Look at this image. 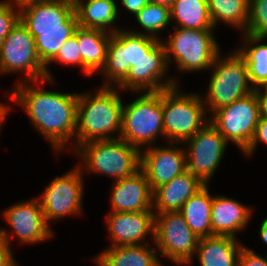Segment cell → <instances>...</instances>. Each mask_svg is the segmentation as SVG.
I'll return each mask as SVG.
<instances>
[{"instance_id": "cell-1", "label": "cell", "mask_w": 267, "mask_h": 266, "mask_svg": "<svg viewBox=\"0 0 267 266\" xmlns=\"http://www.w3.org/2000/svg\"><path fill=\"white\" fill-rule=\"evenodd\" d=\"M53 80L17 83L9 97L25 110L37 132L49 140L56 155H59L62 150H68L66 145H69L71 139L75 142L79 93H59L41 89V84L53 83ZM36 84L40 86L35 87Z\"/></svg>"}, {"instance_id": "cell-2", "label": "cell", "mask_w": 267, "mask_h": 266, "mask_svg": "<svg viewBox=\"0 0 267 266\" xmlns=\"http://www.w3.org/2000/svg\"><path fill=\"white\" fill-rule=\"evenodd\" d=\"M118 90L116 87L101 86L95 93L78 94L73 151L89 141L120 138L123 102ZM115 132L118 137L113 136Z\"/></svg>"}, {"instance_id": "cell-3", "label": "cell", "mask_w": 267, "mask_h": 266, "mask_svg": "<svg viewBox=\"0 0 267 266\" xmlns=\"http://www.w3.org/2000/svg\"><path fill=\"white\" fill-rule=\"evenodd\" d=\"M74 152L82 159V172L113 177L114 181L134 175L141 166V151L121 138L89 141Z\"/></svg>"}, {"instance_id": "cell-4", "label": "cell", "mask_w": 267, "mask_h": 266, "mask_svg": "<svg viewBox=\"0 0 267 266\" xmlns=\"http://www.w3.org/2000/svg\"><path fill=\"white\" fill-rule=\"evenodd\" d=\"M221 56L219 53L213 61L208 90L203 98L211 114L255 91L249 84L247 62L238 50L235 48L229 55Z\"/></svg>"}, {"instance_id": "cell-5", "label": "cell", "mask_w": 267, "mask_h": 266, "mask_svg": "<svg viewBox=\"0 0 267 266\" xmlns=\"http://www.w3.org/2000/svg\"><path fill=\"white\" fill-rule=\"evenodd\" d=\"M179 85L162 90L164 140L182 144L209 122L203 97L181 93Z\"/></svg>"}, {"instance_id": "cell-6", "label": "cell", "mask_w": 267, "mask_h": 266, "mask_svg": "<svg viewBox=\"0 0 267 266\" xmlns=\"http://www.w3.org/2000/svg\"><path fill=\"white\" fill-rule=\"evenodd\" d=\"M135 93L142 95L123 104L120 138L141 151L145 145H155L158 137L164 138L162 91Z\"/></svg>"}, {"instance_id": "cell-7", "label": "cell", "mask_w": 267, "mask_h": 266, "mask_svg": "<svg viewBox=\"0 0 267 266\" xmlns=\"http://www.w3.org/2000/svg\"><path fill=\"white\" fill-rule=\"evenodd\" d=\"M173 28L174 33L162 39L169 67L173 58L179 71H210L215 57L221 53L213 34L215 29Z\"/></svg>"}, {"instance_id": "cell-8", "label": "cell", "mask_w": 267, "mask_h": 266, "mask_svg": "<svg viewBox=\"0 0 267 266\" xmlns=\"http://www.w3.org/2000/svg\"><path fill=\"white\" fill-rule=\"evenodd\" d=\"M160 256L177 266L190 265L194 260L199 238L187 225L179 211L154 213V239Z\"/></svg>"}, {"instance_id": "cell-9", "label": "cell", "mask_w": 267, "mask_h": 266, "mask_svg": "<svg viewBox=\"0 0 267 266\" xmlns=\"http://www.w3.org/2000/svg\"><path fill=\"white\" fill-rule=\"evenodd\" d=\"M209 116V122L226 141H232L244 152L253 139L261 117L256 91L215 110Z\"/></svg>"}, {"instance_id": "cell-10", "label": "cell", "mask_w": 267, "mask_h": 266, "mask_svg": "<svg viewBox=\"0 0 267 266\" xmlns=\"http://www.w3.org/2000/svg\"><path fill=\"white\" fill-rule=\"evenodd\" d=\"M160 40L145 34H134L126 29L112 34L108 44L106 62L100 71L107 80L101 86L117 87L126 78L130 67L138 60L148 56V53Z\"/></svg>"}, {"instance_id": "cell-11", "label": "cell", "mask_w": 267, "mask_h": 266, "mask_svg": "<svg viewBox=\"0 0 267 266\" xmlns=\"http://www.w3.org/2000/svg\"><path fill=\"white\" fill-rule=\"evenodd\" d=\"M45 69L34 36L20 20L0 45V74L24 72L26 80L17 83L34 82L46 79Z\"/></svg>"}, {"instance_id": "cell-12", "label": "cell", "mask_w": 267, "mask_h": 266, "mask_svg": "<svg viewBox=\"0 0 267 266\" xmlns=\"http://www.w3.org/2000/svg\"><path fill=\"white\" fill-rule=\"evenodd\" d=\"M183 144H189L186 145L187 148L185 149L186 170L209 185L229 143L208 122Z\"/></svg>"}, {"instance_id": "cell-13", "label": "cell", "mask_w": 267, "mask_h": 266, "mask_svg": "<svg viewBox=\"0 0 267 266\" xmlns=\"http://www.w3.org/2000/svg\"><path fill=\"white\" fill-rule=\"evenodd\" d=\"M77 165L72 171L56 177L38 198L48 224L51 220L69 215H80L83 204V172Z\"/></svg>"}, {"instance_id": "cell-14", "label": "cell", "mask_w": 267, "mask_h": 266, "mask_svg": "<svg viewBox=\"0 0 267 266\" xmlns=\"http://www.w3.org/2000/svg\"><path fill=\"white\" fill-rule=\"evenodd\" d=\"M3 216L15 233L9 234L8 229L0 228V240L9 247V237H17L16 239L21 244H38L54 236V232L45 219L38 197L11 205L3 211Z\"/></svg>"}, {"instance_id": "cell-15", "label": "cell", "mask_w": 267, "mask_h": 266, "mask_svg": "<svg viewBox=\"0 0 267 266\" xmlns=\"http://www.w3.org/2000/svg\"><path fill=\"white\" fill-rule=\"evenodd\" d=\"M20 20L37 37V30L77 29L73 0H27L19 4Z\"/></svg>"}, {"instance_id": "cell-16", "label": "cell", "mask_w": 267, "mask_h": 266, "mask_svg": "<svg viewBox=\"0 0 267 266\" xmlns=\"http://www.w3.org/2000/svg\"><path fill=\"white\" fill-rule=\"evenodd\" d=\"M166 48L161 40L151 49L148 56L135 62L130 67L126 78L117 86L119 91H162L178 85L175 78L167 76ZM166 80H164V79Z\"/></svg>"}, {"instance_id": "cell-17", "label": "cell", "mask_w": 267, "mask_h": 266, "mask_svg": "<svg viewBox=\"0 0 267 266\" xmlns=\"http://www.w3.org/2000/svg\"><path fill=\"white\" fill-rule=\"evenodd\" d=\"M169 144L171 146L153 145L141 149L140 169L145 173L152 192L186 171V147L181 149L175 146L179 143Z\"/></svg>"}, {"instance_id": "cell-18", "label": "cell", "mask_w": 267, "mask_h": 266, "mask_svg": "<svg viewBox=\"0 0 267 266\" xmlns=\"http://www.w3.org/2000/svg\"><path fill=\"white\" fill-rule=\"evenodd\" d=\"M106 217L110 247L149 244L144 243L149 234L154 239V211H111Z\"/></svg>"}, {"instance_id": "cell-19", "label": "cell", "mask_w": 267, "mask_h": 266, "mask_svg": "<svg viewBox=\"0 0 267 266\" xmlns=\"http://www.w3.org/2000/svg\"><path fill=\"white\" fill-rule=\"evenodd\" d=\"M112 188L110 193L111 211H153V192L141 169L130 177L113 181Z\"/></svg>"}, {"instance_id": "cell-20", "label": "cell", "mask_w": 267, "mask_h": 266, "mask_svg": "<svg viewBox=\"0 0 267 266\" xmlns=\"http://www.w3.org/2000/svg\"><path fill=\"white\" fill-rule=\"evenodd\" d=\"M253 207L227 196H214L211 206L212 236L236 237L237 232L247 227Z\"/></svg>"}, {"instance_id": "cell-21", "label": "cell", "mask_w": 267, "mask_h": 266, "mask_svg": "<svg viewBox=\"0 0 267 266\" xmlns=\"http://www.w3.org/2000/svg\"><path fill=\"white\" fill-rule=\"evenodd\" d=\"M206 184L187 170L153 191L154 213L180 211L183 204Z\"/></svg>"}, {"instance_id": "cell-22", "label": "cell", "mask_w": 267, "mask_h": 266, "mask_svg": "<svg viewBox=\"0 0 267 266\" xmlns=\"http://www.w3.org/2000/svg\"><path fill=\"white\" fill-rule=\"evenodd\" d=\"M112 34L100 29L77 27V41L81 53V68L86 77L101 71L106 62Z\"/></svg>"}, {"instance_id": "cell-23", "label": "cell", "mask_w": 267, "mask_h": 266, "mask_svg": "<svg viewBox=\"0 0 267 266\" xmlns=\"http://www.w3.org/2000/svg\"><path fill=\"white\" fill-rule=\"evenodd\" d=\"M243 244L232 236L199 238L195 255L200 266H238Z\"/></svg>"}, {"instance_id": "cell-24", "label": "cell", "mask_w": 267, "mask_h": 266, "mask_svg": "<svg viewBox=\"0 0 267 266\" xmlns=\"http://www.w3.org/2000/svg\"><path fill=\"white\" fill-rule=\"evenodd\" d=\"M83 1L73 0L79 26L100 29L111 34L121 30L115 25L119 13L115 1L87 0L85 3Z\"/></svg>"}, {"instance_id": "cell-25", "label": "cell", "mask_w": 267, "mask_h": 266, "mask_svg": "<svg viewBox=\"0 0 267 266\" xmlns=\"http://www.w3.org/2000/svg\"><path fill=\"white\" fill-rule=\"evenodd\" d=\"M159 260L156 248L142 244L108 247L93 261L98 266H154Z\"/></svg>"}, {"instance_id": "cell-26", "label": "cell", "mask_w": 267, "mask_h": 266, "mask_svg": "<svg viewBox=\"0 0 267 266\" xmlns=\"http://www.w3.org/2000/svg\"><path fill=\"white\" fill-rule=\"evenodd\" d=\"M213 195L209 193L208 184L191 196L180 209L187 225L198 238L212 236L211 206Z\"/></svg>"}, {"instance_id": "cell-27", "label": "cell", "mask_w": 267, "mask_h": 266, "mask_svg": "<svg viewBox=\"0 0 267 266\" xmlns=\"http://www.w3.org/2000/svg\"><path fill=\"white\" fill-rule=\"evenodd\" d=\"M244 43L238 52L248 65L249 80L254 89L267 86V44H260L267 37L242 33Z\"/></svg>"}, {"instance_id": "cell-28", "label": "cell", "mask_w": 267, "mask_h": 266, "mask_svg": "<svg viewBox=\"0 0 267 266\" xmlns=\"http://www.w3.org/2000/svg\"><path fill=\"white\" fill-rule=\"evenodd\" d=\"M173 27L185 29H214L207 0H174L170 7Z\"/></svg>"}, {"instance_id": "cell-29", "label": "cell", "mask_w": 267, "mask_h": 266, "mask_svg": "<svg viewBox=\"0 0 267 266\" xmlns=\"http://www.w3.org/2000/svg\"><path fill=\"white\" fill-rule=\"evenodd\" d=\"M207 4L215 28L222 21L242 32L246 30L249 0H207Z\"/></svg>"}, {"instance_id": "cell-30", "label": "cell", "mask_w": 267, "mask_h": 266, "mask_svg": "<svg viewBox=\"0 0 267 266\" xmlns=\"http://www.w3.org/2000/svg\"><path fill=\"white\" fill-rule=\"evenodd\" d=\"M75 30L76 29L37 30L35 44L38 57L46 67V79L52 80V78H54L52 74H50L51 71L48 68V64L55 58L64 42L74 35Z\"/></svg>"}, {"instance_id": "cell-31", "label": "cell", "mask_w": 267, "mask_h": 266, "mask_svg": "<svg viewBox=\"0 0 267 266\" xmlns=\"http://www.w3.org/2000/svg\"><path fill=\"white\" fill-rule=\"evenodd\" d=\"M135 18L145 31L129 30L134 34H145L159 38V33L167 29L171 21L170 7L149 2L136 15Z\"/></svg>"}, {"instance_id": "cell-32", "label": "cell", "mask_w": 267, "mask_h": 266, "mask_svg": "<svg viewBox=\"0 0 267 266\" xmlns=\"http://www.w3.org/2000/svg\"><path fill=\"white\" fill-rule=\"evenodd\" d=\"M243 33L267 37V0H249L248 22Z\"/></svg>"}, {"instance_id": "cell-33", "label": "cell", "mask_w": 267, "mask_h": 266, "mask_svg": "<svg viewBox=\"0 0 267 266\" xmlns=\"http://www.w3.org/2000/svg\"><path fill=\"white\" fill-rule=\"evenodd\" d=\"M20 21V7L18 3L9 0L0 2V45L4 38Z\"/></svg>"}, {"instance_id": "cell-34", "label": "cell", "mask_w": 267, "mask_h": 266, "mask_svg": "<svg viewBox=\"0 0 267 266\" xmlns=\"http://www.w3.org/2000/svg\"><path fill=\"white\" fill-rule=\"evenodd\" d=\"M54 62L68 66L80 65L81 68V53L77 41V29L75 30L74 35L64 42L55 58L49 64Z\"/></svg>"}, {"instance_id": "cell-35", "label": "cell", "mask_w": 267, "mask_h": 266, "mask_svg": "<svg viewBox=\"0 0 267 266\" xmlns=\"http://www.w3.org/2000/svg\"><path fill=\"white\" fill-rule=\"evenodd\" d=\"M259 142L264 145H267V119L266 118H261L256 126V130L253 136V139L251 143L249 144L248 148L243 152L244 155L250 156L253 154L255 151L256 147L258 146Z\"/></svg>"}, {"instance_id": "cell-36", "label": "cell", "mask_w": 267, "mask_h": 266, "mask_svg": "<svg viewBox=\"0 0 267 266\" xmlns=\"http://www.w3.org/2000/svg\"><path fill=\"white\" fill-rule=\"evenodd\" d=\"M238 266H267L265 257L243 245L238 258Z\"/></svg>"}, {"instance_id": "cell-37", "label": "cell", "mask_w": 267, "mask_h": 266, "mask_svg": "<svg viewBox=\"0 0 267 266\" xmlns=\"http://www.w3.org/2000/svg\"><path fill=\"white\" fill-rule=\"evenodd\" d=\"M0 266H19L14 255L4 241L0 240Z\"/></svg>"}, {"instance_id": "cell-38", "label": "cell", "mask_w": 267, "mask_h": 266, "mask_svg": "<svg viewBox=\"0 0 267 266\" xmlns=\"http://www.w3.org/2000/svg\"><path fill=\"white\" fill-rule=\"evenodd\" d=\"M122 5L134 16L149 3V0H121Z\"/></svg>"}, {"instance_id": "cell-39", "label": "cell", "mask_w": 267, "mask_h": 266, "mask_svg": "<svg viewBox=\"0 0 267 266\" xmlns=\"http://www.w3.org/2000/svg\"><path fill=\"white\" fill-rule=\"evenodd\" d=\"M255 91L259 100L261 118L267 119V88H258Z\"/></svg>"}, {"instance_id": "cell-40", "label": "cell", "mask_w": 267, "mask_h": 266, "mask_svg": "<svg viewBox=\"0 0 267 266\" xmlns=\"http://www.w3.org/2000/svg\"><path fill=\"white\" fill-rule=\"evenodd\" d=\"M10 106L0 103V126L5 122L6 116L10 113ZM1 129V127H0Z\"/></svg>"}, {"instance_id": "cell-41", "label": "cell", "mask_w": 267, "mask_h": 266, "mask_svg": "<svg viewBox=\"0 0 267 266\" xmlns=\"http://www.w3.org/2000/svg\"><path fill=\"white\" fill-rule=\"evenodd\" d=\"M259 234L263 243L267 245V217L261 222Z\"/></svg>"}, {"instance_id": "cell-42", "label": "cell", "mask_w": 267, "mask_h": 266, "mask_svg": "<svg viewBox=\"0 0 267 266\" xmlns=\"http://www.w3.org/2000/svg\"><path fill=\"white\" fill-rule=\"evenodd\" d=\"M149 2L171 7L173 2H174V0H149Z\"/></svg>"}, {"instance_id": "cell-43", "label": "cell", "mask_w": 267, "mask_h": 266, "mask_svg": "<svg viewBox=\"0 0 267 266\" xmlns=\"http://www.w3.org/2000/svg\"><path fill=\"white\" fill-rule=\"evenodd\" d=\"M9 1L20 4V3L27 1V0H9Z\"/></svg>"}, {"instance_id": "cell-44", "label": "cell", "mask_w": 267, "mask_h": 266, "mask_svg": "<svg viewBox=\"0 0 267 266\" xmlns=\"http://www.w3.org/2000/svg\"><path fill=\"white\" fill-rule=\"evenodd\" d=\"M161 261L159 260L154 266H164L162 263H160Z\"/></svg>"}]
</instances>
